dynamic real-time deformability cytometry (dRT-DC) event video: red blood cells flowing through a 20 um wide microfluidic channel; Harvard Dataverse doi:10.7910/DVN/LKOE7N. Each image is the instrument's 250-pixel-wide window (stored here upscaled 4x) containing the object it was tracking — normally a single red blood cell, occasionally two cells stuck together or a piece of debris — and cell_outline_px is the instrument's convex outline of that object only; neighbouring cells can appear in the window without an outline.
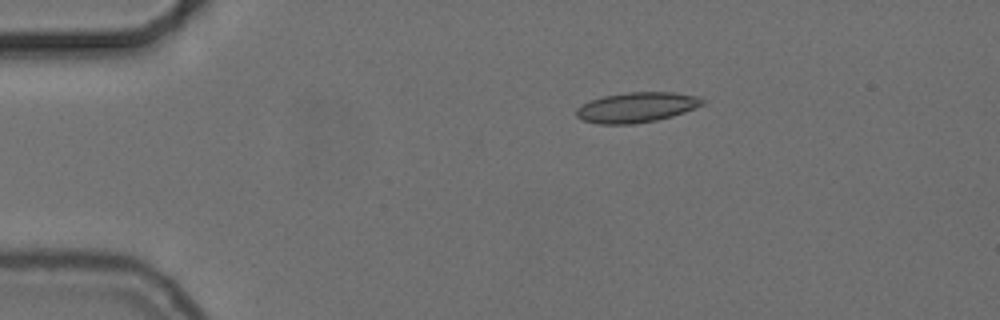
{"species": "common noctule bat (a hibernating species)", "species_latin": "Nyctalus noctula", "temperature_condition": "cold", "stored_images_in_passage": 46, "camera_frame_rate_fps": 3000, "um_per_image_px": 0.085, "animal": {"sex": "female", "body_mass_g": 24.6, "forearm_length_mm": 56.2}, "frame": {"image": 1, "passage_image": 1, "time_ms": 0.0, "image_size_px": [1000, 320], "cell_outline_px": [[704, 104], [684, 112], [672, 116], [656, 120], [632, 124], [596, 124], [584, 120], [576, 116], [576, 108], [580, 104], [588, 100], [604, 96], [628, 92], [676, 92], [696, 96], [704, 100]], "centroid_in_image_um": [54.07, 9.12], "position_along_channel_um": 30.9, "area_um2": 22.2}}
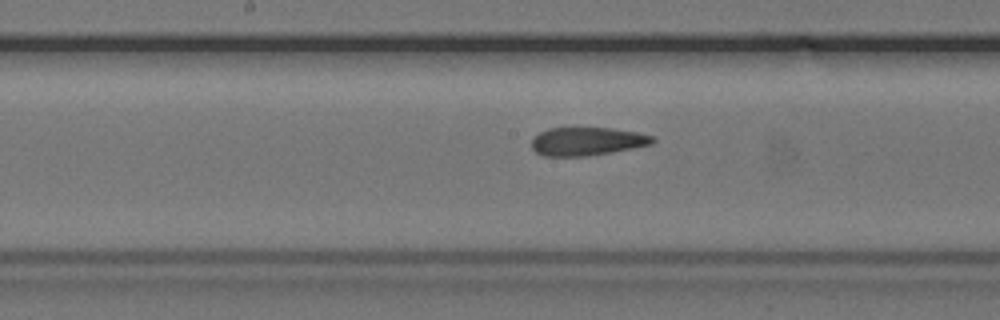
{"frame": {"image": 2, "passage_image": 19, "time_ms": 6.0, "image_size_px": [1000, 320], "cell_outline_px": [[656, 140], [652, 144], [612, 152], [588, 156], [544, 156], [536, 152], [532, 148], [532, 140], [540, 132], [548, 128], [612, 128], [636, 132], [656, 136]], "centroid_in_image_um": [49.93, 12.01], "position_along_channel_um": 198.3, "area_um2": 19.94}}
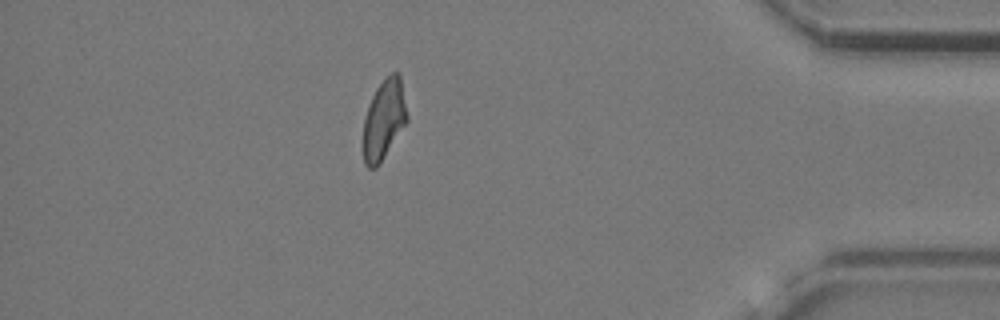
{"frame": {"image": 3, "passage_image": 39, "time_ms": 12.667, "image_size_px": [1000, 320], "cell_outline_px": [[408, 120], [380, 164], [376, 168], [368, 168], [364, 164], [364, 116], [372, 96], [376, 88], [392, 72], [400, 72], [408, 116]], "centroid_in_image_um": [32.65, 10.16], "position_along_channel_um": 402.5, "area_um2": 20.4}, "authors_computed_cell_mechanics": {"area_um2": 20.6346, "velocity_mm_per_s": 3.7007, "shape_relaxation_time_tau1_ms": null, "shape_relaxation_time_tau2_ms": 2.7136, "deformation_change_tau1": null, "deformation_change_tau2": 0.0946}}